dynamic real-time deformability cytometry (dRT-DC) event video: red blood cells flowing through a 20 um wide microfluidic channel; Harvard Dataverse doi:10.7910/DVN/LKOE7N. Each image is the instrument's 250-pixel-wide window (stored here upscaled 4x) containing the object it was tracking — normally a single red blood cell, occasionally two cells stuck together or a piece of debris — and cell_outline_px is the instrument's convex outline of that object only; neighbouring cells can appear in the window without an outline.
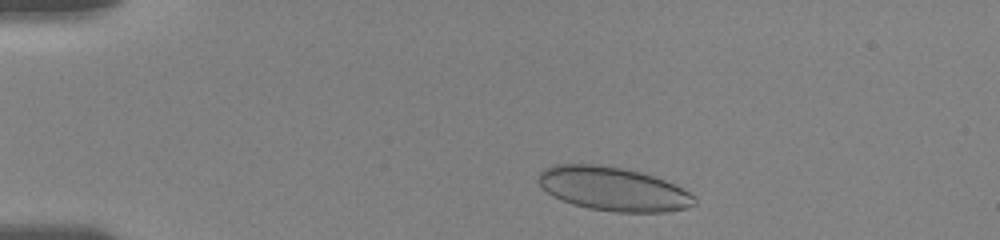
{"species": "human", "species_latin": "Homo sapiens", "temperature_condition": "room temperature", "stored_images_in_passage": 47, "camera_frame_rate_fps": 3000, "um_per_image_px": 0.085, "donor": {"sex": "female"}, "frame": {"image": 1, "passage_image": 4, "time_ms": 1.0, "image_size_px": [1000, 240], "cell_outline_px": [[696, 204], [684, 208], [664, 212], [616, 212], [588, 208], [572, 204], [552, 196], [536, 180], [540, 172], [544, 168], [552, 164], [596, 164], [624, 168], [640, 172], [676, 184], [688, 192], [696, 200]], "centroid_in_image_um": [52.08, 16.05], "position_along_channel_um": 32.9, "area_um2": 39.77}}
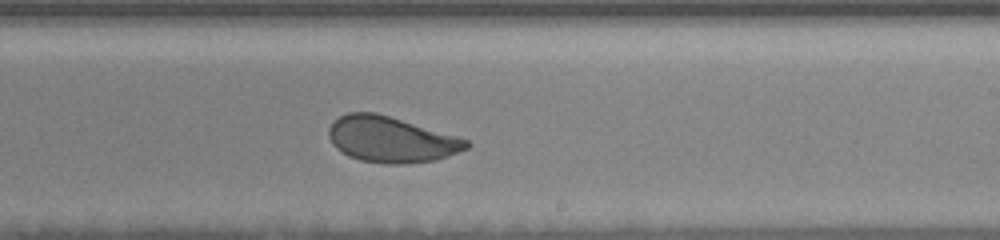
{"frame": {"image": 2, "passage_image": 31, "time_ms": 8.667, "image_size_px": [1000, 240], "cell_outline_px": [[472, 144], [468, 148], [436, 160], [408, 164], [384, 164], [360, 160], [348, 156], [336, 148], [332, 144], [328, 136], [328, 128], [340, 116], [348, 112], [376, 112], [456, 136], [468, 140]], "centroid_in_image_um": [33.22, 11.87], "position_along_channel_um": 255.8, "area_um2": 36.7}}
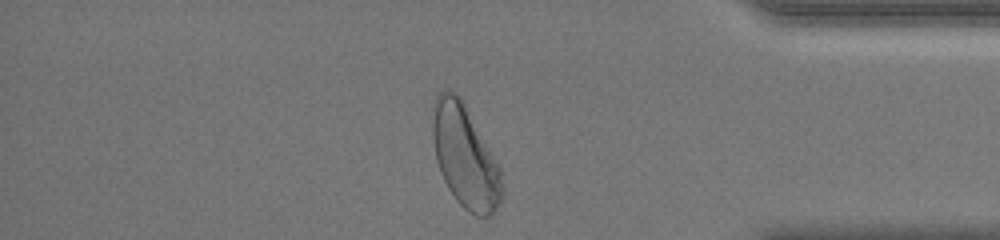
{"frame": {"image": 3, "passage_image": 45, "time_ms": 13.0, "image_size_px": [1000, 240], "cell_outline_px": [[504, 192], [496, 208], [488, 216], [476, 216], [468, 212], [456, 200], [448, 188], [440, 172], [436, 160], [432, 136], [432, 108], [436, 92], [448, 88], [456, 92], [460, 96], [500, 168]], "centroid_in_image_um": [39.49, 13.26], "position_along_channel_um": 395.7, "area_um2": 41.5}, "authors_computed_cell_mechanics": {"area_um2": 38.2636, "velocity_mm_per_s": 3.6821, "shape_relaxation_time_tau1_ms": 4.1227, "shape_relaxation_time_tau2_ms": null, "deformation_change_tau1": 0.1173, "deformation_change_tau2": null}}